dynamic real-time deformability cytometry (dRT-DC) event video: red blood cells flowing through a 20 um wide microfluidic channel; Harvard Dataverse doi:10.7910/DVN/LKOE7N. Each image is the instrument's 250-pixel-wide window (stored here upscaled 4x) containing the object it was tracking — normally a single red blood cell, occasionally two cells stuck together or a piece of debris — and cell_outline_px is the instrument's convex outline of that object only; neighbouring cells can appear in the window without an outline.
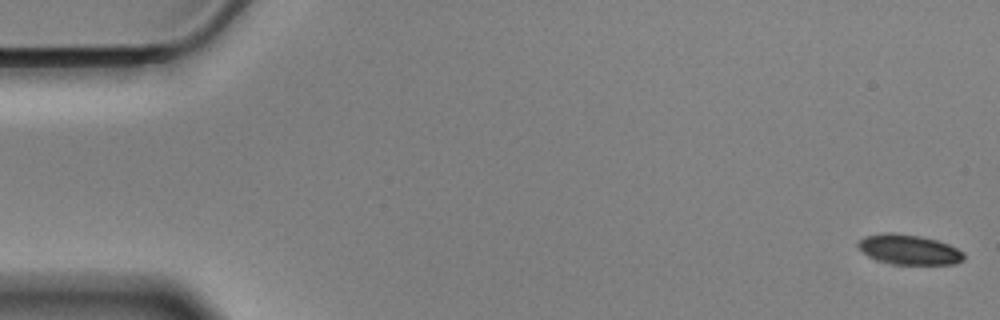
{"species": "Egyptian fruit bat (a non-hibernating species)", "species_latin": "Rousettus aegyptiacus", "temperature_condition": "cold", "stored_images_in_passage": 57, "camera_frame_rate_fps": 3000, "um_per_image_px": 0.085, "animal": {"sex": "male"}, "frame": {"image": 1, "passage_image": 1, "time_ms": 0.0, "image_size_px": [1000, 320], "cell_outline_px": [[964, 260], [956, 264], [892, 264], [868, 256], [856, 244], [864, 236], [884, 232], [892, 232], [920, 236], [936, 240], [948, 244], [964, 252]], "centroid_in_image_um": [77.28, 21.21], "position_along_channel_um": 7.7, "area_um2": 18.38}}
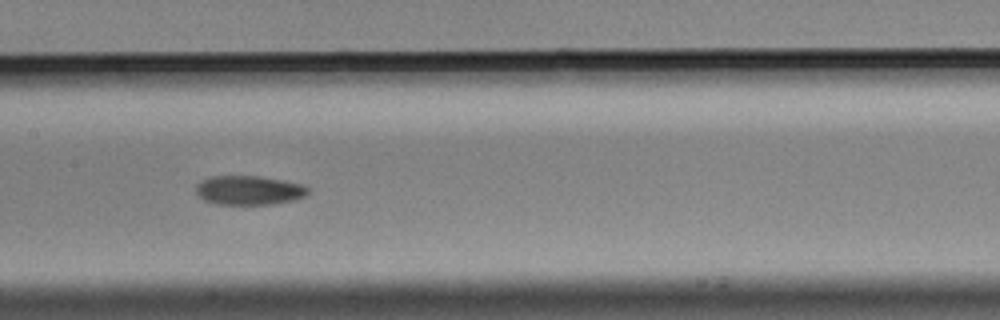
{"frame": {"image": 2, "passage_image": 28, "time_ms": 9.0, "image_size_px": [1000, 320], "cell_outline_px": [[308, 196], [292, 200], [272, 204], [216, 204], [204, 200], [196, 196], [196, 184], [200, 180], [212, 176], [256, 176], [304, 184], [308, 188]], "centroid_in_image_um": [21.13, 16.17], "position_along_channel_um": 186.3, "area_um2": 19.13}}
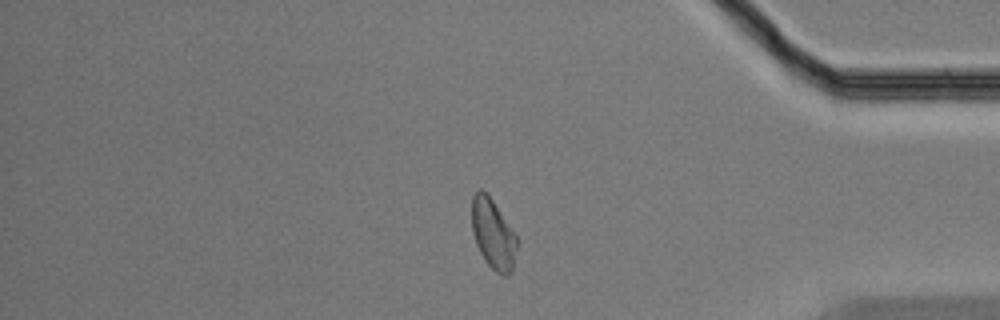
{"frame": {"image": 3, "passage_image": 48, "time_ms": 15.667, "image_size_px": [1000, 320], "cell_outline_px": [[516, 248], [512, 272], [508, 276], [504, 276], [496, 272], [484, 260], [476, 244], [472, 232], [472, 196], [480, 188], [488, 192], [516, 236]], "centroid_in_image_um": [41.89, 19.88], "position_along_channel_um": 393.3, "area_um2": 18.38}, "authors_computed_cell_mechanics": {"area_um2": 19.1318, "velocity_mm_per_s": 3.501, "shape_relaxation_time_tau1_ms": 3.5607, "shape_relaxation_time_tau2_ms": 4.8098, "deformation_change_tau1": 0.1292, "deformation_change_tau2": 0.1028}}